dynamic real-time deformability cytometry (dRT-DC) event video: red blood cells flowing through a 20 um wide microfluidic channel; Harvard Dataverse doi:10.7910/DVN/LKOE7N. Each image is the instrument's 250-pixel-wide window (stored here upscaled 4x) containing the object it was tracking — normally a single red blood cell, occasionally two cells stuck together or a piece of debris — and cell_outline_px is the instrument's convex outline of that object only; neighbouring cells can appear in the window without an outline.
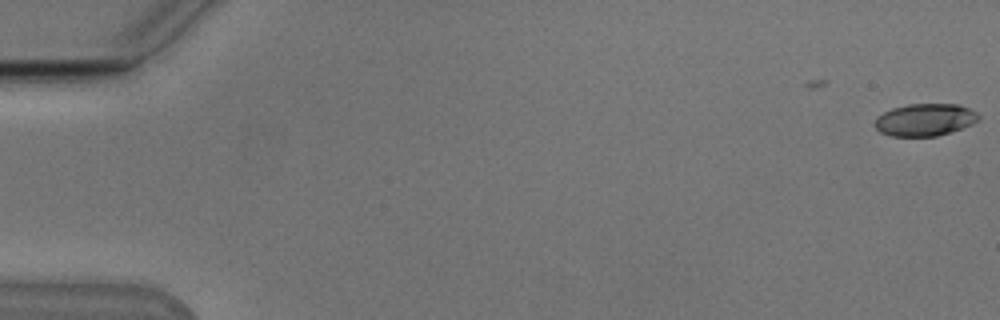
{"species": "Egyptian fruit bat (a non-hibernating species)", "species_latin": "Rousettus aegyptiacus", "temperature_condition": "cold", "stored_images_in_passage": 3, "camera_frame_rate_fps": 3000, "um_per_image_px": 0.085, "animal": {"sex": "male"}, "frame": {"image": 1, "passage_image": 3, "time_ms": 0.667, "image_size_px": [1000, 320], "cell_outline_px": [[980, 120], [972, 124], [936, 136], [892, 136], [880, 132], [872, 124], [876, 116], [892, 108], [908, 104], [960, 104], [976, 112], [980, 116]], "centroid_in_image_um": [78.59, 10.17], "position_along_channel_um": 6.4, "area_um2": 19.59}}